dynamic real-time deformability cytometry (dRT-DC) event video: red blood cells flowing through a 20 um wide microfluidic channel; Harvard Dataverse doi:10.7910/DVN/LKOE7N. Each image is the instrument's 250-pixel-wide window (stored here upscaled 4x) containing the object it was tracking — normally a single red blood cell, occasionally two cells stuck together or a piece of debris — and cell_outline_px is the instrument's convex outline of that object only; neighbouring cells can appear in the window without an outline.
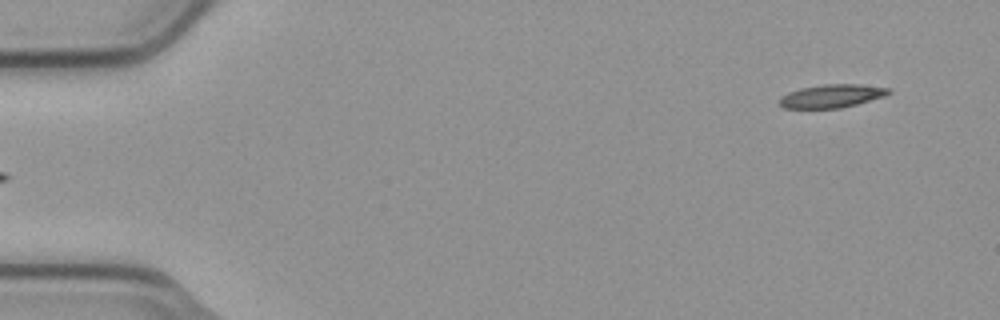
{"species": "common noctule bat (a hibernating species)", "species_latin": "Nyctalus noctula", "temperature_condition": "cold", "stored_images_in_passage": 5, "camera_frame_rate_fps": 3000, "um_per_image_px": 0.085, "animal": {"sex": "male", "body_mass_g": 23.1, "forearm_length_mm": 52.7}, "frame": {"image": 1, "passage_image": 5, "time_ms": 1.333, "image_size_px": [1000, 320], "cell_outline_px": [[892, 92], [884, 96], [856, 104], [840, 108], [784, 108], [780, 104], [780, 96], [788, 92], [800, 88], [824, 84], [856, 84], [888, 88]], "centroid_in_image_um": [70.67, 8.16], "position_along_channel_um": 14.3, "area_um2": 14.62}}